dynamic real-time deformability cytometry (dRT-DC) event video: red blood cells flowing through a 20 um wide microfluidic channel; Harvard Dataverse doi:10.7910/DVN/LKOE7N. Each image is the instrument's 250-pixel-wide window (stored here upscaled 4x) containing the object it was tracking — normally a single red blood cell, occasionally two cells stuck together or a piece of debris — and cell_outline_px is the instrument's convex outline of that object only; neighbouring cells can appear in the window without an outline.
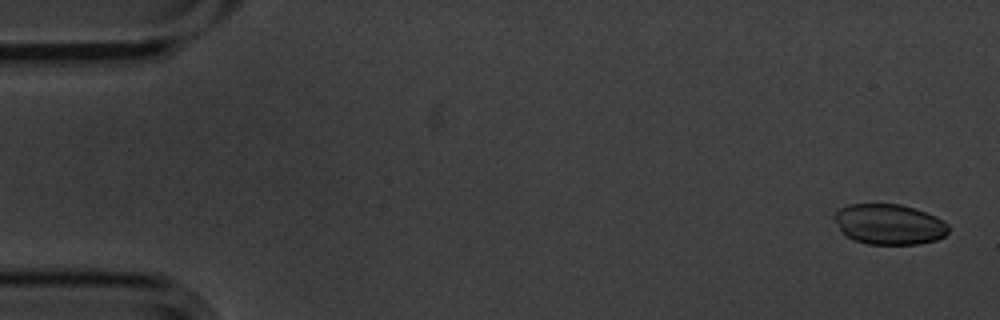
{"species": "common noctule bat (a hibernating species)", "species_latin": "Nyctalus noctula", "temperature_condition": "cold", "stored_images_in_passage": 4, "camera_frame_rate_fps": 3000, "um_per_image_px": 0.085, "animal": {"sex": "male", "body_mass_g": 20.1, "forearm_length_mm": 53.5}, "frame": {"image": 1, "passage_image": 1, "time_ms": 0.0, "image_size_px": [1000, 320], "cell_outline_px": [[948, 232], [944, 236], [936, 240], [916, 244], [868, 244], [856, 240], [840, 232], [832, 216], [840, 208], [848, 204], [900, 204], [916, 208], [936, 216], [944, 220], [948, 224]], "centroid_in_image_um": [75.57, 19.05], "position_along_channel_um": 9.4, "area_um2": 27.05}}
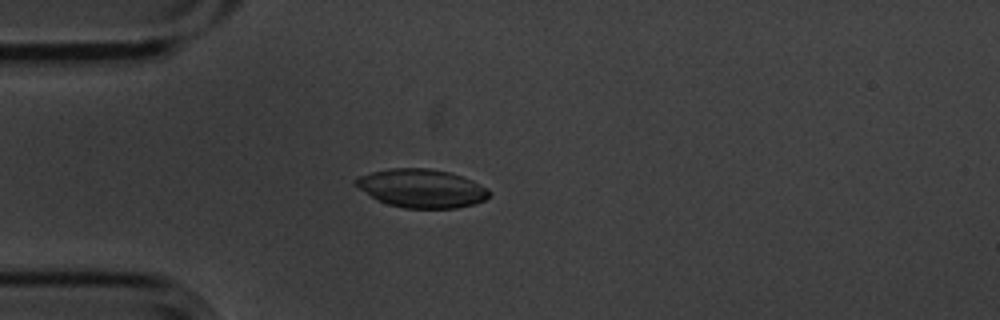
{"frame": {"image": 2, "passage_image": 4, "time_ms": 1.0, "image_size_px": [1000, 320], "cell_outline_px": [[492, 192], [484, 200], [472, 204], [456, 208], [404, 208], [388, 204], [376, 200], [352, 184], [360, 176], [372, 172], [388, 168], [428, 168], [448, 172], [472, 180], [488, 188]], "centroid_in_image_um": [35.82, 16.01], "position_along_channel_um": 49.2, "area_um2": 29.88}}